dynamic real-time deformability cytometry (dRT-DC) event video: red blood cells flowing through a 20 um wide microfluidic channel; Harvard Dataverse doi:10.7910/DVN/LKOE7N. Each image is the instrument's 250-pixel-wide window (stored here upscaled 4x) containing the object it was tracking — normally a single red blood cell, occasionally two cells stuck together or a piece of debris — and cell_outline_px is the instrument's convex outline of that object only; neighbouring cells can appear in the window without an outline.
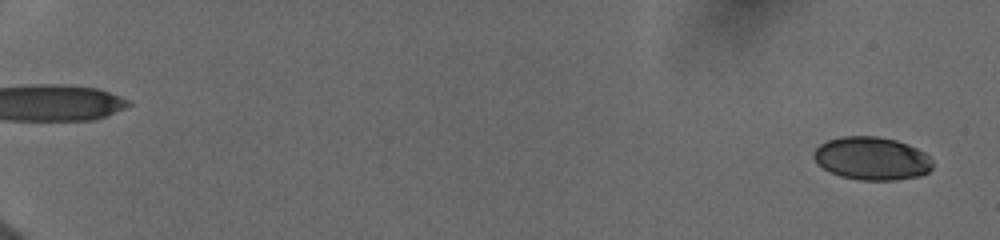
{"species": "human", "species_latin": "Homo sapiens", "temperature_condition": "cold", "stored_images_in_passage": 51, "camera_frame_rate_fps": 3000, "um_per_image_px": 0.085, "donor": {"sex": "female"}, "frame": {"image": 1, "passage_image": 2, "time_ms": 0.333, "image_size_px": [1000, 240], "cell_outline_px": [[932, 168], [928, 172], [920, 176], [896, 180], [860, 180], [840, 176], [824, 168], [812, 156], [812, 152], [820, 144], [828, 140], [840, 136], [876, 136], [896, 140], [908, 144], [924, 152], [932, 160]], "centroid_in_image_um": [74.11, 13.46], "position_along_channel_um": 10.9, "area_um2": 29.82}}
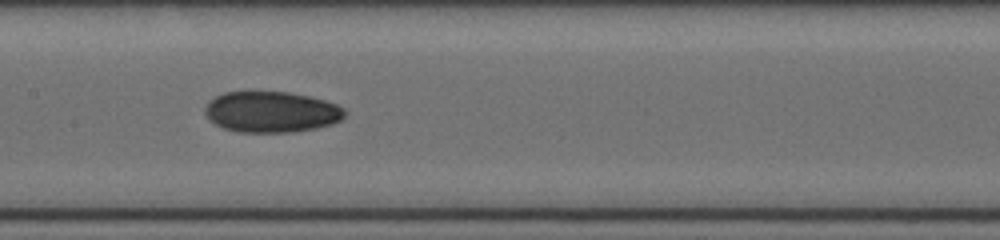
{"frame": {"image": 2, "passage_image": 28, "time_ms": 10.0, "image_size_px": [1000, 240], "cell_outline_px": [[344, 116], [340, 120], [332, 124], [316, 128], [292, 132], [240, 132], [224, 128], [208, 120], [204, 112], [204, 108], [208, 100], [224, 92], [248, 88], [252, 88], [288, 92], [308, 96], [324, 100], [336, 104], [344, 108]], "centroid_in_image_um": [22.99, 9.46], "position_along_channel_um": 184.4, "area_um2": 34.33}}
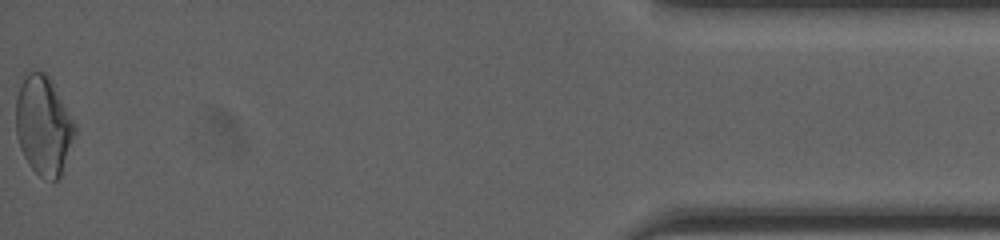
{"frame": {"image": 3, "passage_image": 51, "time_ms": 18.0, "image_size_px": [1000, 240], "cell_outline_px": [[76, 132], [60, 176], [56, 180], [52, 180], [40, 176], [28, 164], [20, 148], [16, 136], [16, 100], [24, 72], [44, 72], [52, 80], [76, 124]], "centroid_in_image_um": [3.69, 10.64], "position_along_channel_um": 431.5, "area_um2": 33.99}, "authors_computed_cell_mechanics": {"area_um2": 32.368, "velocity_mm_per_s": 3.9882, "shape_relaxation_time_tau1_ms": null, "shape_relaxation_time_tau2_ms": 4.7788, "deformation_change_tau1": null, "deformation_change_tau2": 0.0889}}